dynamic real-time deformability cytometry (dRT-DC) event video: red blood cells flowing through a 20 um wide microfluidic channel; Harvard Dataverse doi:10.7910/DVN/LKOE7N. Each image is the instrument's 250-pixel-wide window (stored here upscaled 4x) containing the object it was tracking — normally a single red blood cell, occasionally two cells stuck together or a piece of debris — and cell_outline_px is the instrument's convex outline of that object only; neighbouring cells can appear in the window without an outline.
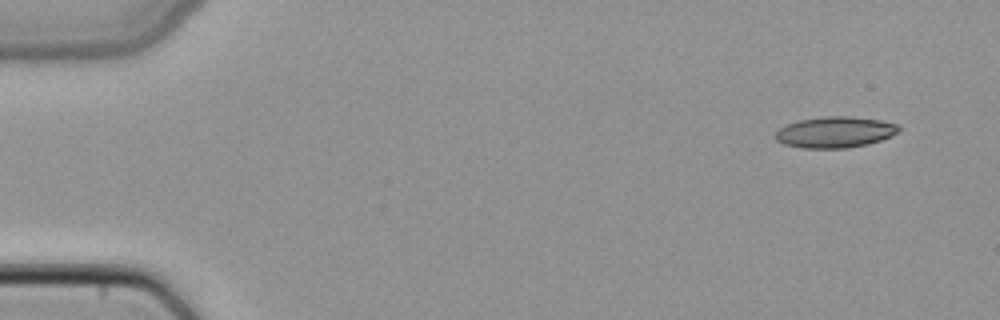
{"species": "common noctule bat (a hibernating species)", "species_latin": "Nyctalus noctula", "temperature_condition": "cold", "stored_images_in_passage": 4, "camera_frame_rate_fps": 3000, "um_per_image_px": 0.085, "animal": {"sex": "female", "body_mass_g": 22.7, "forearm_length_mm": 54.2}, "frame": {"image": 1, "passage_image": 1, "time_ms": 0.0, "image_size_px": [1000, 320], "cell_outline_px": [[900, 132], [892, 136], [868, 144], [848, 148], [804, 148], [784, 144], [776, 140], [776, 132], [780, 128], [788, 124], [800, 120], [824, 116], [852, 116], [880, 120], [896, 124], [900, 128]], "centroid_in_image_um": [71.01, 11.23], "position_along_channel_um": 14.0, "area_um2": 22.31}}
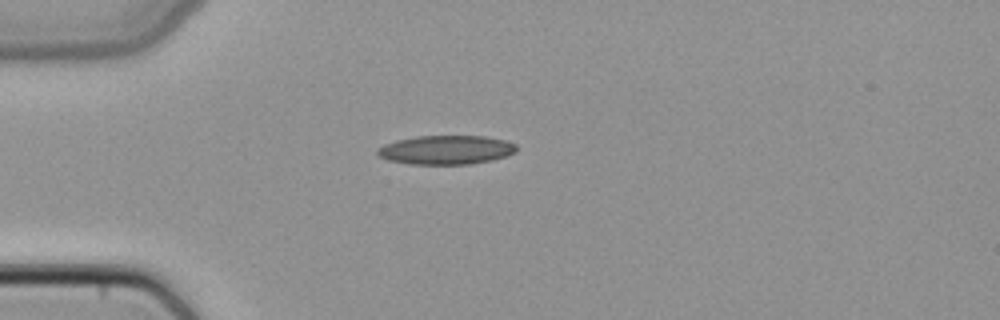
{"frame": {"image": 2, "passage_image": 4, "time_ms": 1.0, "image_size_px": [1000, 320], "cell_outline_px": [[516, 152], [508, 156], [492, 160], [468, 164], [408, 164], [388, 160], [380, 156], [376, 152], [376, 148], [384, 144], [396, 140], [416, 136], [484, 136], [504, 140], [516, 144]], "centroid_in_image_um": [37.9, 12.74], "position_along_channel_um": 47.1, "area_um2": 23.58}}